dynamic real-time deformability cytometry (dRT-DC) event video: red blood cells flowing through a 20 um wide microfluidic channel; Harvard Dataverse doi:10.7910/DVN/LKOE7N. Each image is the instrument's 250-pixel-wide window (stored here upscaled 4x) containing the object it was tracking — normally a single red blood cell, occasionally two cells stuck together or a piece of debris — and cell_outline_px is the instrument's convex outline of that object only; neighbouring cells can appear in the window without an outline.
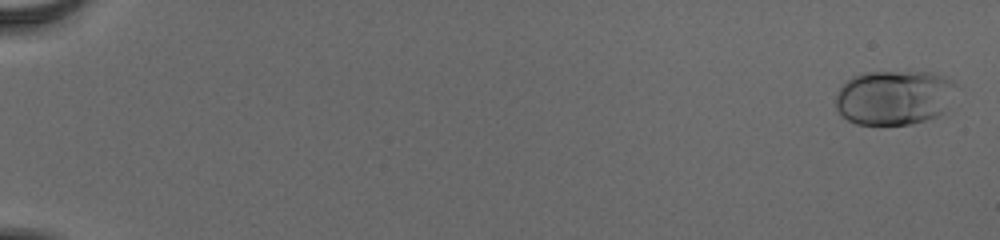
{"species": "human", "species_latin": "Homo sapiens", "temperature_condition": "cold", "stored_images_in_passage": 56, "camera_frame_rate_fps": 3000, "um_per_image_px": 0.085, "donor": {"sex": "male"}, "frame": {"image": 1, "passage_image": 2, "time_ms": 0.333, "image_size_px": [1000, 240], "cell_outline_px": [[952, 84], [944, 112], [936, 116], [924, 120], [908, 124], [856, 124], [840, 116], [836, 108], [836, 96], [840, 88], [852, 76], [868, 72], [932, 72], [944, 76]], "centroid_in_image_um": [75.9, 8.29], "position_along_channel_um": 9.1, "area_um2": 37.63}}
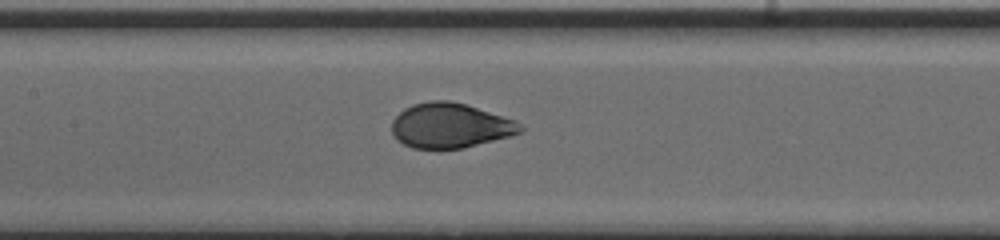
{"frame": {"image": 2, "passage_image": 30, "time_ms": 9.667, "image_size_px": [1000, 240], "cell_outline_px": [[524, 128], [520, 132], [508, 136], [464, 148], [412, 148], [396, 140], [392, 132], [392, 120], [404, 108], [412, 104], [432, 100], [448, 100], [468, 104], [516, 120]], "centroid_in_image_um": [38.25, 10.66], "position_along_channel_um": 169.1, "area_um2": 33.64}}
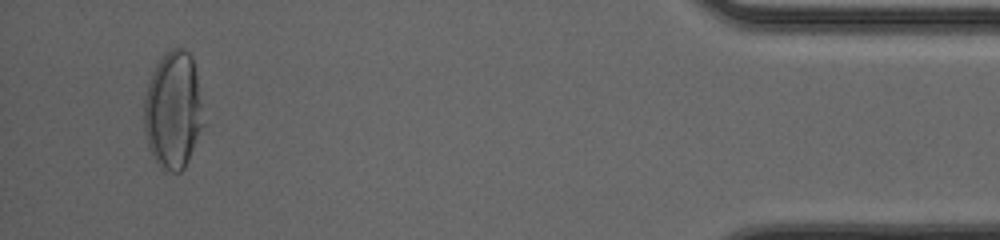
{"frame": {"image": 3, "passage_image": 54, "time_ms": 17.667, "image_size_px": [1000, 240], "cell_outline_px": [[204, 124], [188, 160], [184, 168], [180, 172], [172, 172], [160, 168], [152, 156], [148, 148], [144, 128], [144, 100], [148, 84], [152, 72], [156, 64], [172, 48], [184, 48], [192, 56], [196, 76]], "centroid_in_image_um": [14.69, 9.41], "position_along_channel_um": 420.5, "area_um2": 40.29}, "authors_computed_cell_mechanics": {"area_um2": 35.0846, "velocity_mm_per_s": 3.8846, "shape_relaxation_time_tau1_ms": 3.284, "shape_relaxation_time_tau2_ms": null, "deformation_change_tau1": 0.1538, "deformation_change_tau2": null}}